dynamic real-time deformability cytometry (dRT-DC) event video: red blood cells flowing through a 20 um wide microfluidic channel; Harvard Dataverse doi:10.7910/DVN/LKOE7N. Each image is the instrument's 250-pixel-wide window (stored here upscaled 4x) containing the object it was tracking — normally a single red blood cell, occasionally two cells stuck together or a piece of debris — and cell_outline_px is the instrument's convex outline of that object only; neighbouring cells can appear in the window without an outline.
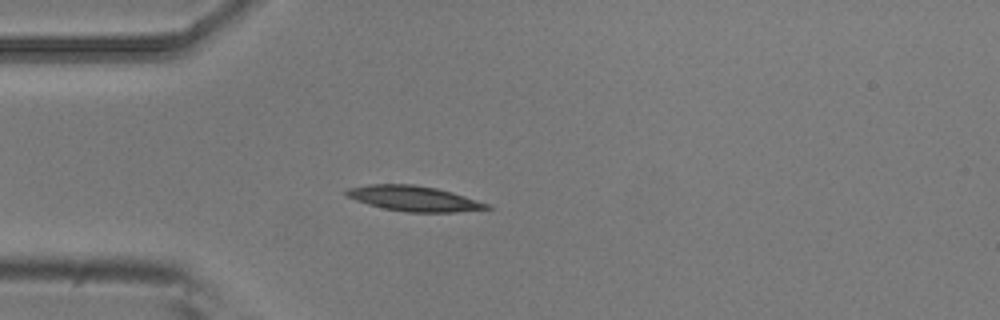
{"species": "common noctule bat (a hibernating species)", "species_latin": "Nyctalus noctula", "temperature_condition": "room temperature", "stored_images_in_passage": 2, "camera_frame_rate_fps": 3000, "um_per_image_px": 0.085, "animal": {"sex": "male", "body_mass_g": 20.5, "forearm_length_mm": 52.5}, "frame": {"image": 1, "passage_image": 1, "time_ms": 0.0, "image_size_px": [1000, 320], "cell_outline_px": [[492, 208], [456, 212], [408, 212], [384, 208], [368, 204], [356, 200], [348, 196], [344, 192], [348, 188], [368, 184], [412, 184], [436, 188], [452, 192], [492, 204]], "centroid_in_image_um": [35.22, 16.87], "position_along_channel_um": 49.8, "area_um2": 20.63}}